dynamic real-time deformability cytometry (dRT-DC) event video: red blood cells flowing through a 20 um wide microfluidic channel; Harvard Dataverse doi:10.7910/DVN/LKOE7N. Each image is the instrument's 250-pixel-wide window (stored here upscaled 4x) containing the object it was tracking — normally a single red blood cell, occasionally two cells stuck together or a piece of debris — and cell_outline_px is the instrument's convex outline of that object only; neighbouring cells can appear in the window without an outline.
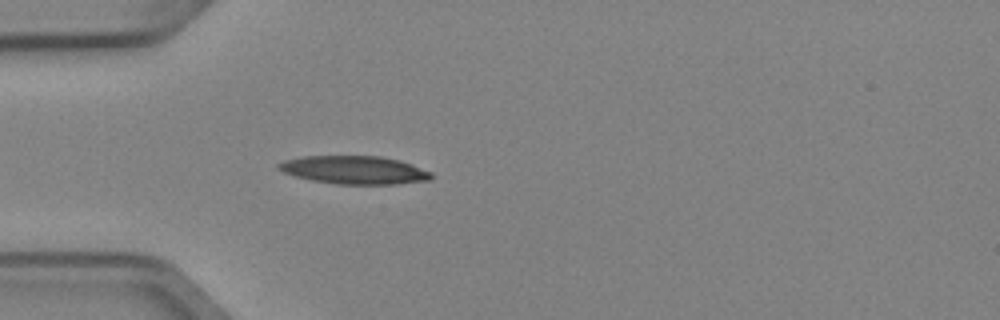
{"species": "Egyptian fruit bat (a non-hibernating species)", "species_latin": "Rousettus aegyptiacus", "temperature_condition": "cold", "stored_images_in_passage": 3, "camera_frame_rate_fps": 3000, "um_per_image_px": 0.085, "animal": {"sex": "female"}, "frame": {"image": 1, "passage_image": 3, "time_ms": 0.667, "image_size_px": [1000, 320], "cell_outline_px": [[432, 180], [396, 184], [336, 184], [312, 180], [296, 176], [284, 172], [276, 168], [276, 164], [284, 160], [304, 156], [380, 156], [400, 160], [432, 172]], "centroid_in_image_um": [30.13, 14.45], "position_along_channel_um": 54.9, "area_um2": 25.09}}